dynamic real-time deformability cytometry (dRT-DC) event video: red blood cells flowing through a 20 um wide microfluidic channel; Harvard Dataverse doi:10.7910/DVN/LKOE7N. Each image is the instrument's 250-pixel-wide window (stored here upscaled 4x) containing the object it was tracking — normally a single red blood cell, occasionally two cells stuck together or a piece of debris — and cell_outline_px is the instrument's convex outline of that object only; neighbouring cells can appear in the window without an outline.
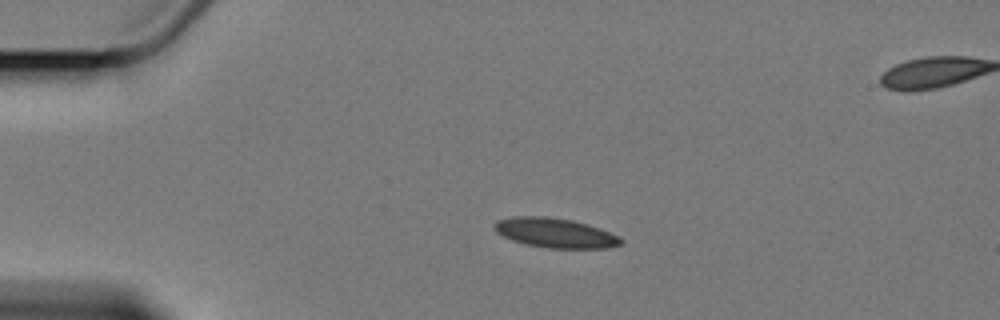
{"species": "Egyptian fruit bat (a non-hibernating species)", "species_latin": "Rousettus aegyptiacus", "temperature_condition": "cold", "stored_images_in_passage": 5, "segment_of_instrument_passage": [1, 2], "camera_frame_rate_fps": 3000, "um_per_image_px": 0.085, "animal": {"sex": "female"}, "frame": {"image": 1, "passage_image": 3, "time_ms": 2.333, "image_size_px": [1000, 320], "cell_outline_px": [[624, 244], [608, 248], [548, 248], [524, 244], [512, 240], [496, 232], [492, 228], [492, 224], [496, 220], [512, 216], [548, 216], [572, 220], [588, 224], [600, 228], [620, 236], [624, 240]], "centroid_in_image_um": [47.19, 19.79], "position_along_channel_um": 37.8, "area_um2": 22.25}}